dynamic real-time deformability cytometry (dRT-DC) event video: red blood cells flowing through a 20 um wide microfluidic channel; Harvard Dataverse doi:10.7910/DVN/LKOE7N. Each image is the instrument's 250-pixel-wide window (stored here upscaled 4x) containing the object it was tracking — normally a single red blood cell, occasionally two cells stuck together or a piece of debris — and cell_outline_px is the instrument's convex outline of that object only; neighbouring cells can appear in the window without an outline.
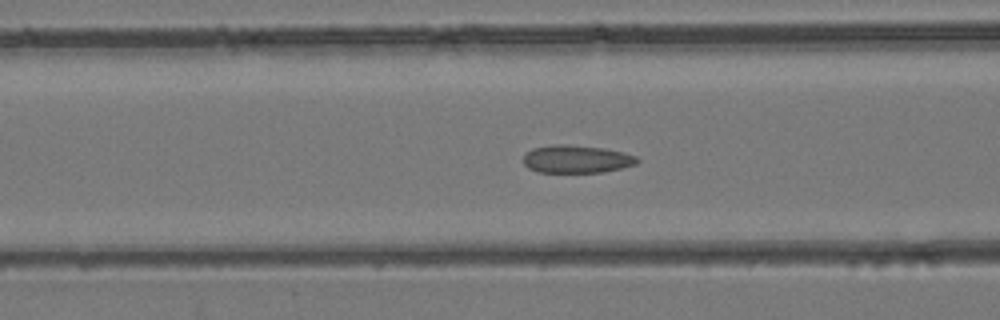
{"species": "common noctule bat (a hibernating species)", "species_latin": "Nyctalus noctula", "temperature_condition": "room temperature", "stored_images_in_passage": 36, "camera_frame_rate_fps": 3000, "um_per_image_px": 0.085, "animal": {"sex": "female", "body_mass_g": 24.6, "forearm_length_mm": 56.2}, "frame": {"image": 1, "passage_image": 10, "time_ms": 3.0, "image_size_px": [1000, 320], "cell_outline_px": [[640, 160], [636, 164], [604, 172], [536, 172], [528, 168], [524, 164], [524, 156], [532, 148], [552, 144], [564, 144], [600, 148], [624, 152], [636, 156]], "centroid_in_image_um": [48.99, 13.52], "position_along_channel_um": 117.6, "area_um2": 18.38}}
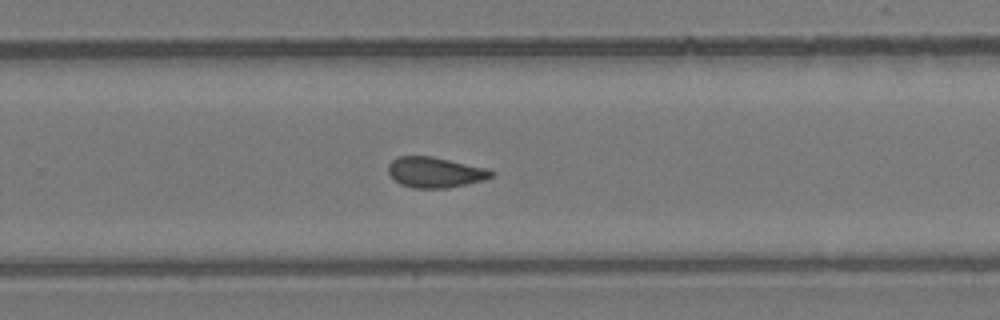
{"frame": {"image": 2, "passage_image": 21, "time_ms": 6.667, "image_size_px": [1000, 320], "cell_outline_px": [[492, 176], [484, 180], [448, 188], [412, 188], [400, 184], [388, 172], [388, 164], [392, 160], [400, 156], [428, 156], [448, 160], [484, 168], [492, 172]], "centroid_in_image_um": [36.93, 14.66], "position_along_channel_um": 292.9, "area_um2": 17.92}}
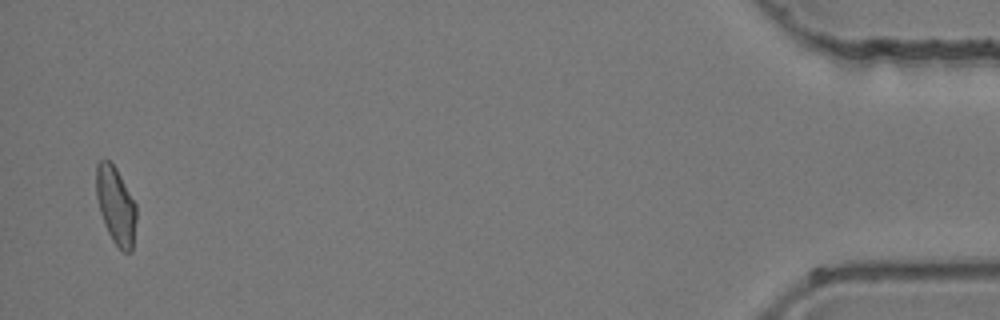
{"frame": {"image": 3, "passage_image": 35, "time_ms": 11.333, "image_size_px": [1000, 320], "cell_outline_px": [[136, 220], [132, 252], [124, 252], [112, 240], [104, 224], [100, 212], [96, 196], [96, 164], [100, 160], [108, 160], [116, 168], [136, 204]], "centroid_in_image_um": [9.84, 17.47], "position_along_channel_um": 425.4, "area_um2": 18.03}}